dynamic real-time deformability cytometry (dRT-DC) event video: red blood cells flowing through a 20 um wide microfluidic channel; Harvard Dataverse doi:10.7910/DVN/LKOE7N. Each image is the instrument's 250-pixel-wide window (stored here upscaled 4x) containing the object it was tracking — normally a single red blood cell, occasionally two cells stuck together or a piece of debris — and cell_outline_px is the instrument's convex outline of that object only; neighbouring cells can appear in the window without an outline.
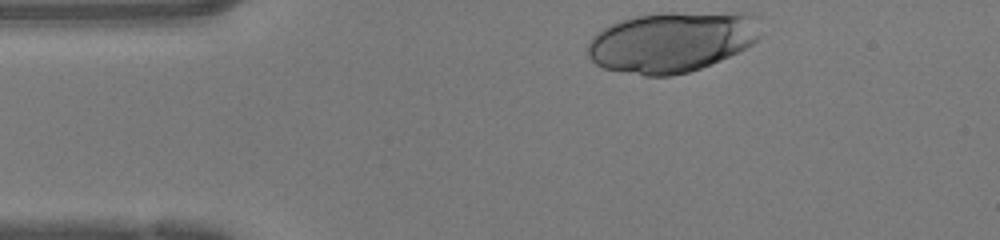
{"species": "human", "species_latin": "Homo sapiens", "temperature_condition": "warm", "stored_images_in_passage": 31, "camera_frame_rate_fps": 3000, "um_per_image_px": 0.085, "donor": {"sex": "female"}, "frame": {"image": 1, "passage_image": 1, "time_ms": 0.0, "image_size_px": [1000, 240], "cell_outline_px": [[760, 36], [752, 44], [720, 60], [700, 68], [688, 72], [672, 76], [644, 76], [604, 68], [596, 64], [588, 56], [588, 40], [596, 32], [620, 20], [636, 16], [664, 12], [752, 12], [756, 16], [760, 32]], "centroid_in_image_um": [57.11, 3.54], "position_along_channel_um": 27.9, "area_um2": 61.44}}